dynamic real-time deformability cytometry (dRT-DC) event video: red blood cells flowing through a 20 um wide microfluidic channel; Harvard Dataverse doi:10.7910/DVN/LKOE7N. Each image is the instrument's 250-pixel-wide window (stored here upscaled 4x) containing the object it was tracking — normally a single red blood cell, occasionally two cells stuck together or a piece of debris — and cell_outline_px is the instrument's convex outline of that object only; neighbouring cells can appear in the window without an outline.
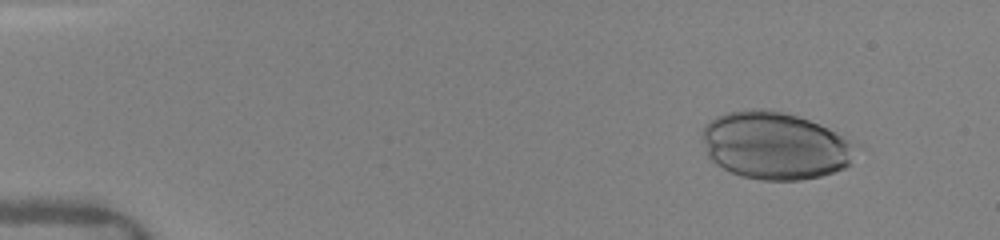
{"species": "human", "species_latin": "Homo sapiens", "temperature_condition": "warm", "stored_images_in_passage": 7, "camera_frame_rate_fps": 3000, "um_per_image_px": 0.085, "donor": {"sex": "female"}, "frame": {"image": 1, "passage_image": 2, "time_ms": 1.0, "image_size_px": [1000, 240], "cell_outline_px": [[864, 148], [844, 168], [820, 176], [800, 180], [760, 180], [744, 176], [732, 172], [716, 164], [708, 156], [704, 140], [704, 128], [716, 116], [728, 112], [760, 108], [784, 112], [820, 124], [860, 144]], "centroid_in_image_um": [65.98, 12.38], "position_along_channel_um": 19.0, "area_um2": 60.4}}